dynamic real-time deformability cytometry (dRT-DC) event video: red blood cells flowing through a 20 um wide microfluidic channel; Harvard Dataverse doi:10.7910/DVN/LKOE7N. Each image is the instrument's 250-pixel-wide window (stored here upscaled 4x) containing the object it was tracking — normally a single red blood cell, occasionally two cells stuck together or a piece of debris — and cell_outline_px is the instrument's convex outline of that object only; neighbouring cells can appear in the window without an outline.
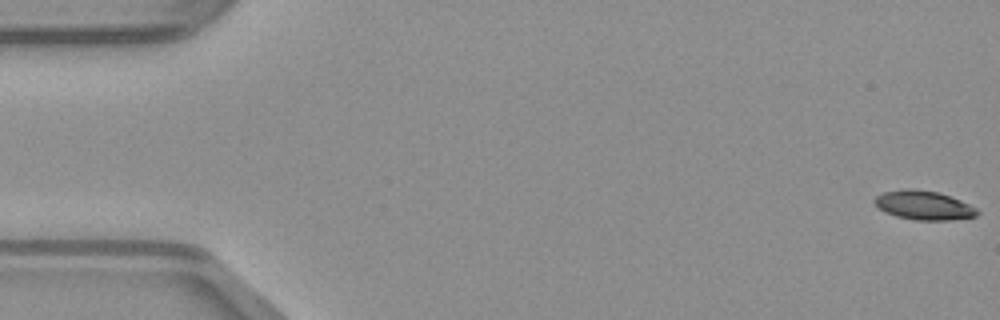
{"species": "common noctule bat (a hibernating species)", "species_latin": "Nyctalus noctula", "temperature_condition": "warm", "stored_images_in_passage": 50, "camera_frame_rate_fps": 3000, "um_per_image_px": 0.085, "animal": {"sex": "male", "body_mass_g": 23.1, "forearm_length_mm": 52.7}, "frame": {"image": 1, "passage_image": 1, "time_ms": 0.0, "image_size_px": [1000, 320], "cell_outline_px": [[980, 212], [976, 216], [948, 220], [916, 220], [896, 216], [884, 212], [872, 200], [876, 196], [884, 192], [904, 188], [916, 188], [936, 192], [960, 200], [976, 208]], "centroid_in_image_um": [78.49, 17.44], "position_along_channel_um": 6.5, "area_um2": 17.28}}
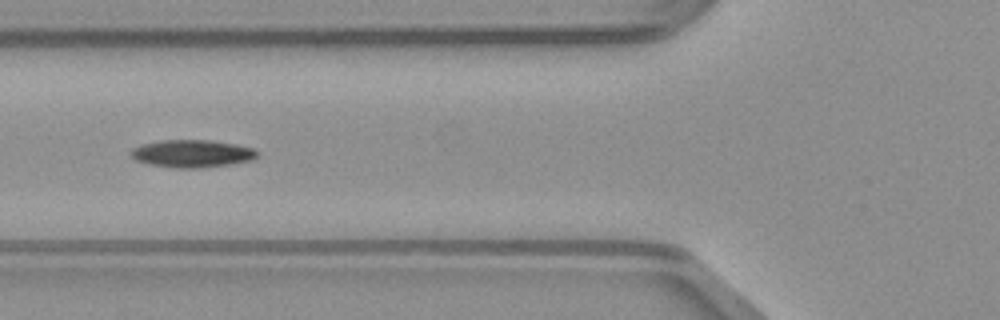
{"frame": {"image": 2, "passage_image": 19, "time_ms": 6.0, "image_size_px": [1000, 320], "cell_outline_px": [[256, 156], [252, 160], [232, 164], [200, 168], [176, 168], [148, 164], [136, 160], [128, 152], [132, 148], [140, 144], [160, 140], [208, 140], [236, 144], [252, 148], [256, 152]], "centroid_in_image_um": [16.27, 13.05], "position_along_channel_um": 109.5, "area_um2": 20.35}}
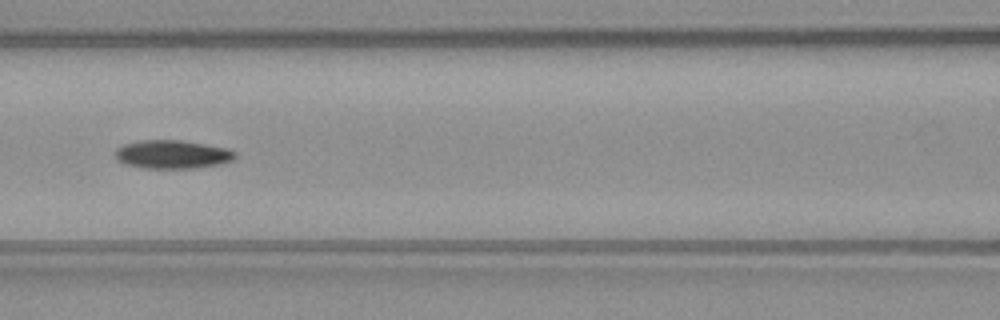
{"frame": {"image": 3, "passage_image": 22, "time_ms": 7.0, "image_size_px": [1000, 320], "cell_outline_px": [[236, 156], [232, 160], [220, 164], [196, 168], [148, 168], [128, 164], [116, 160], [116, 148], [124, 144], [140, 140], [180, 140], [228, 148], [236, 152]], "centroid_in_image_um": [14.67, 13.11], "position_along_channel_um": 151.9, "area_um2": 19.77}}